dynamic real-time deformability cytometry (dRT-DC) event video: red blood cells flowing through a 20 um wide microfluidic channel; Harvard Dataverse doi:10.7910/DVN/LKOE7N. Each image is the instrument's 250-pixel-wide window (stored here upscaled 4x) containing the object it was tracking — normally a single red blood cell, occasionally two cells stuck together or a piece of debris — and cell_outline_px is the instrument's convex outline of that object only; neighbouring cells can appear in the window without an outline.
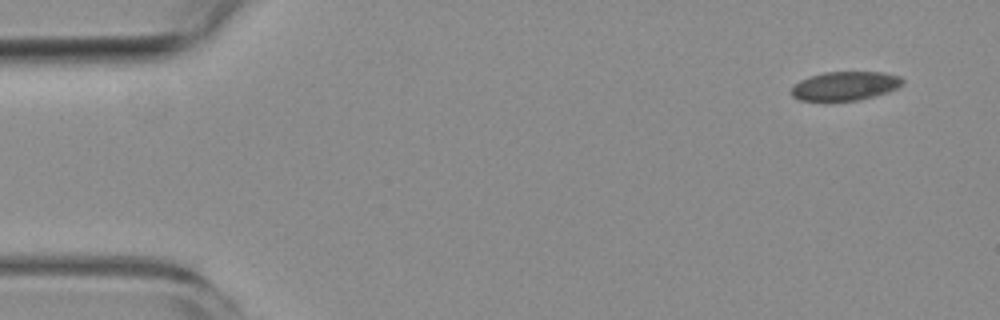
{"species": "common noctule bat (a hibernating species)", "species_latin": "Nyctalus noctula", "temperature_condition": "room temperature", "stored_images_in_passage": 10, "camera_frame_rate_fps": 3000, "um_per_image_px": 0.085, "animal": {"sex": "female", "body_mass_g": 19.3, "forearm_length_mm": 54.1}, "frame": {"image": 1, "passage_image": 1, "time_ms": 0.0, "image_size_px": [1000, 320], "cell_outline_px": [[904, 84], [888, 92], [856, 100], [800, 100], [792, 96], [792, 88], [800, 80], [808, 76], [824, 72], [880, 72], [900, 76], [904, 80]], "centroid_in_image_um": [71.84, 7.29], "position_along_channel_um": 13.2, "area_um2": 18.5}}
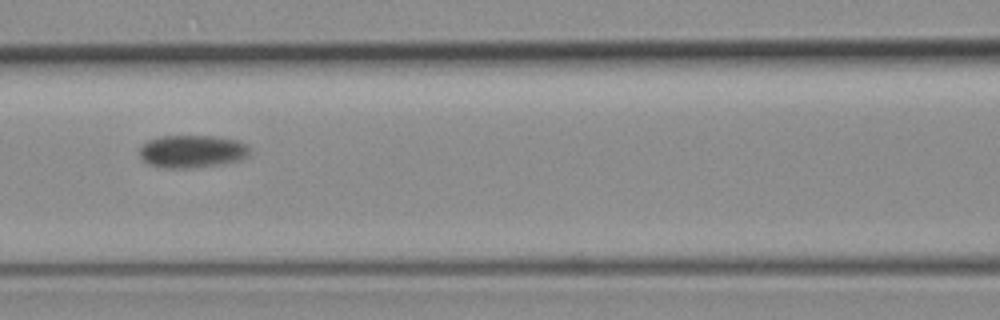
{"frame": {"image": 2, "passage_image": 6, "time_ms": 7.333, "image_size_px": [1000, 320], "cell_outline_px": [[248, 156], [240, 160], [220, 164], [196, 168], [164, 168], [148, 164], [140, 156], [140, 144], [148, 140], [160, 136], [212, 136], [236, 140], [244, 144], [248, 148]], "centroid_in_image_um": [16.28, 12.87], "position_along_channel_um": 150.3, "area_um2": 20.98}}
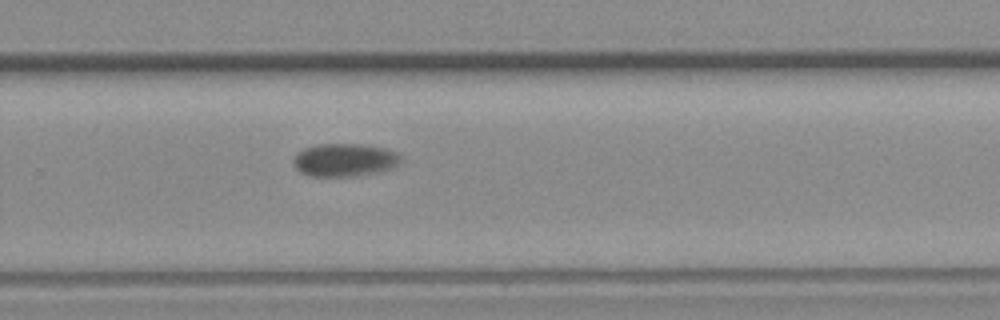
{"frame": {"image": 3, "passage_image": 10, "time_ms": 11.667, "image_size_px": [1000, 320], "cell_outline_px": [[400, 164], [392, 168], [376, 172], [356, 176], [308, 176], [300, 172], [296, 168], [292, 160], [296, 152], [304, 148], [316, 144], [360, 144], [388, 148], [396, 152], [400, 156]], "centroid_in_image_um": [29.27, 13.59], "position_along_channel_um": 300.5, "area_um2": 20.87}}